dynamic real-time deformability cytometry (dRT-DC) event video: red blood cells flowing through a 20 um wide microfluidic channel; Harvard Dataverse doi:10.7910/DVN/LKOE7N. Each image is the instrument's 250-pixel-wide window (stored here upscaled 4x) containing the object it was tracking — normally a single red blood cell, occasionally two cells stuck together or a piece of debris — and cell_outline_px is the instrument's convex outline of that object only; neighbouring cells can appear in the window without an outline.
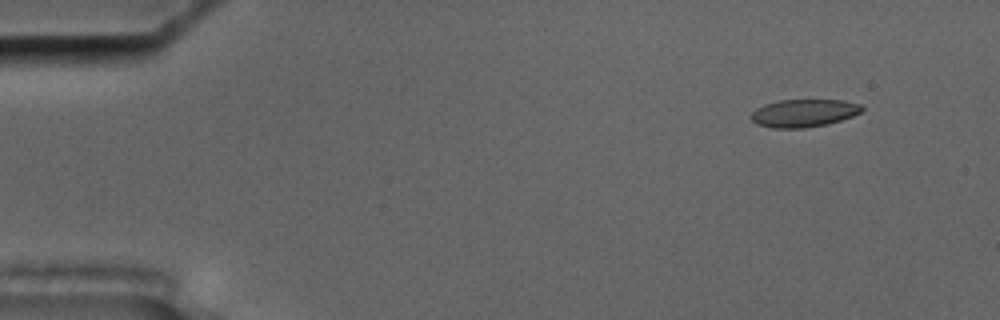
{"species": "common noctule bat (a hibernating species)", "species_latin": "Nyctalus noctula", "temperature_condition": "cold", "stored_images_in_passage": 58, "camera_frame_rate_fps": 3000, "um_per_image_px": 0.085, "animal": {"sex": "male", "body_mass_g": 17.5, "forearm_length_mm": 52.3}, "frame": {"image": 1, "passage_image": 6, "time_ms": 1.667, "image_size_px": [1000, 320], "cell_outline_px": [[864, 108], [860, 112], [852, 116], [828, 124], [804, 128], [772, 128], [756, 124], [748, 116], [756, 108], [764, 104], [780, 100], [844, 100], [860, 104]], "centroid_in_image_um": [68.29, 9.61], "position_along_channel_um": 16.7, "area_um2": 18.03}}
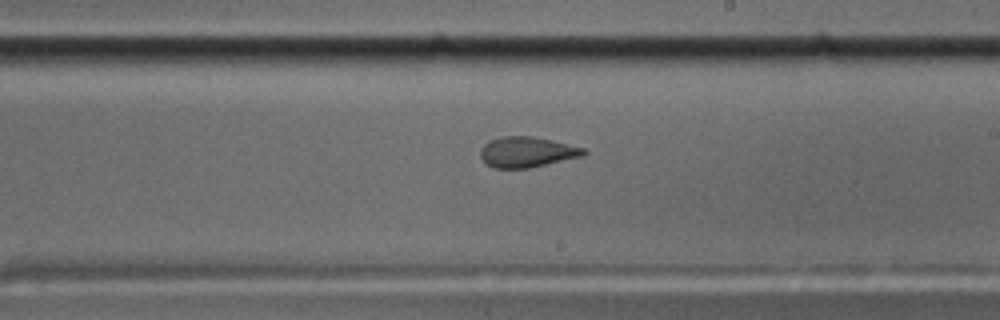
{"frame": {"image": 2, "passage_image": 34, "time_ms": 11.0, "image_size_px": [1000, 320], "cell_outline_px": [[588, 152], [584, 156], [528, 168], [492, 168], [484, 164], [480, 156], [480, 148], [484, 144], [500, 136], [532, 136], [552, 140], [584, 148]], "centroid_in_image_um": [44.76, 12.93], "position_along_channel_um": 244.2, "area_um2": 18.5}}
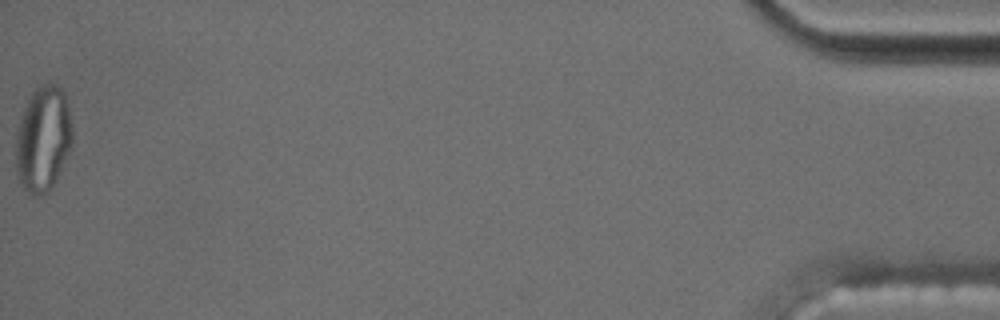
{"frame": {"image": 3, "passage_image": 58, "time_ms": 19.0, "image_size_px": [1000, 320], "cell_outline_px": [[72, 144], [48, 192], [36, 196], [32, 196], [24, 188], [20, 180], [16, 168], [16, 136], [20, 120], [24, 108], [32, 92], [36, 88], [48, 80], [56, 84], [64, 92], [68, 108], [72, 128]], "centroid_in_image_um": [3.65, 11.76], "position_along_channel_um": 431.5, "area_um2": 34.28}, "authors_computed_cell_mechanics": {"area_um2": 18.7561, "velocity_mm_per_s": 3.5397, "shape_relaxation_time_tau1_ms": null, "shape_relaxation_time_tau2_ms": 1.5135, "deformation_change_tau1": null, "deformation_change_tau2": 0.0832}}